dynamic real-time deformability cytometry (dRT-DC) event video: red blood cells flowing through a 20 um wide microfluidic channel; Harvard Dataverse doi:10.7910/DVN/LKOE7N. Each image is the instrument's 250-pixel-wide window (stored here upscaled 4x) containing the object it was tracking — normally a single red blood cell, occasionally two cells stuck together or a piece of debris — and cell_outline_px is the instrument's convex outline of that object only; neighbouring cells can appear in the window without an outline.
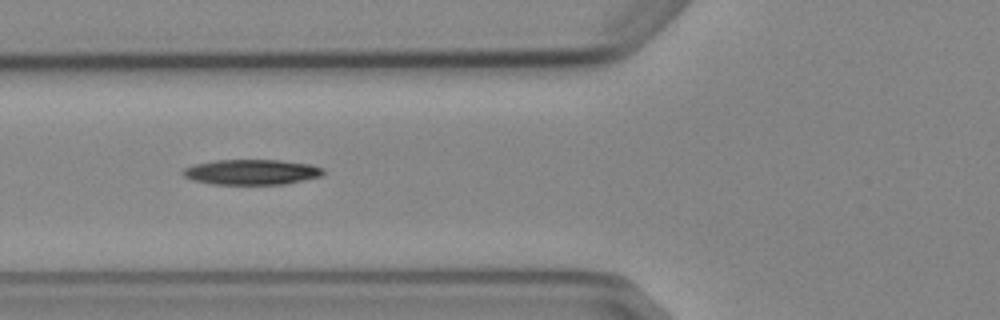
{"species": "Egyptian fruit bat (a non-hibernating species)", "species_latin": "Rousettus aegyptiacus", "temperature_condition": "cold", "stored_images_in_passage": 8, "segment_of_instrument_passage": [2, 2], "camera_frame_rate_fps": 3000, "um_per_image_px": 0.085, "animal": {"sex": "female"}, "frame": {"image": 1, "passage_image": 6, "time_ms": 6.667, "image_size_px": [1000, 320], "cell_outline_px": [[324, 172], [320, 176], [304, 180], [284, 184], [212, 184], [192, 180], [184, 176], [180, 172], [184, 168], [196, 164], [216, 160], [280, 160], [312, 164], [324, 168]], "centroid_in_image_um": [21.39, 14.62], "position_along_channel_um": 104.4, "area_um2": 20.69}}